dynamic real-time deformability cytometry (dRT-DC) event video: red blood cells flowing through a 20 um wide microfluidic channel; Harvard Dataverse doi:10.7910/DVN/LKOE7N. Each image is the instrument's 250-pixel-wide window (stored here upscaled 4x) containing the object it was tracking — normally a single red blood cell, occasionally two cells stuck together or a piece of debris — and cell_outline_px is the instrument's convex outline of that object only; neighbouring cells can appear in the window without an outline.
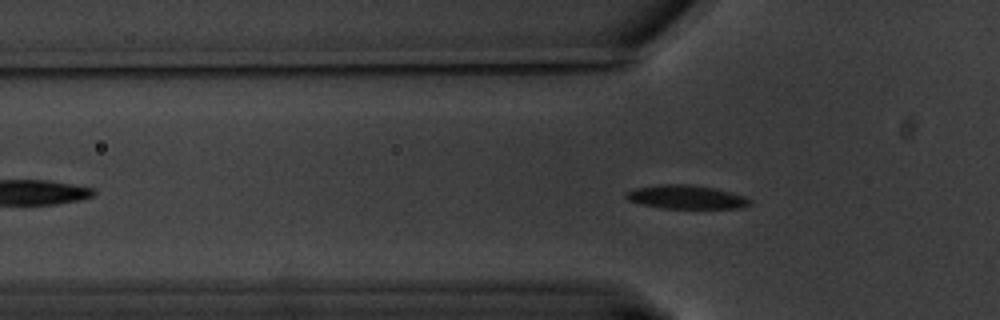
{"species": "common noctule bat (a hibernating species)", "species_latin": "Nyctalus noctula", "temperature_condition": "warm", "stored_images_in_passage": 61, "camera_frame_rate_fps": 3000, "um_per_image_px": 0.085, "animal": {"sex": "male", "body_mass_g": 20.1, "forearm_length_mm": 53.5}, "frame": {"image": 1, "passage_image": 18, "time_ms": 5.667, "image_size_px": [1000, 320], "cell_outline_px": [[752, 204], [740, 208], [660, 208], [640, 204], [628, 200], [624, 196], [628, 192], [636, 188], [660, 184], [684, 184], [712, 188], [744, 196], [752, 200]], "centroid_in_image_um": [58.31, 16.76], "position_along_channel_um": 67.5, "area_um2": 16.88}}
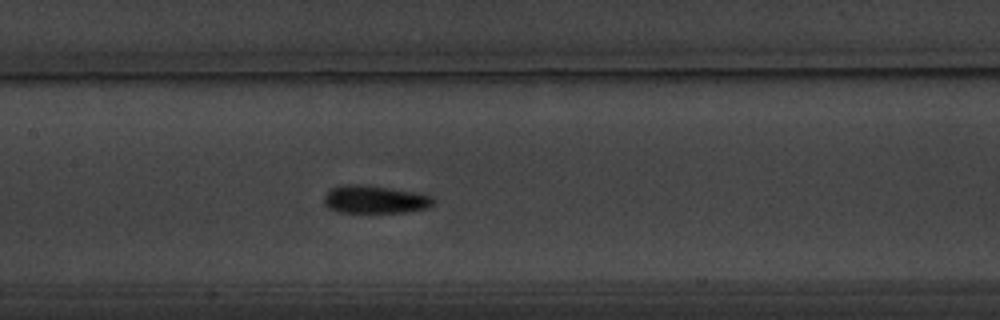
{"frame": {"image": 2, "passage_image": 28, "time_ms": 9.0, "image_size_px": [1000, 320], "cell_outline_px": [[432, 204], [428, 208], [404, 212], [340, 212], [328, 208], [324, 204], [324, 196], [332, 188], [340, 184], [360, 184], [388, 188], [412, 192], [432, 196]], "centroid_in_image_um": [31.8, 16.95], "position_along_channel_um": 175.6, "area_um2": 17.51}}
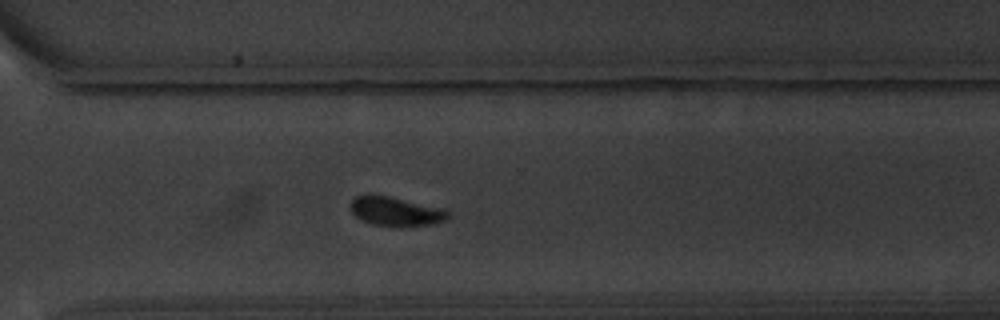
{"frame": {"image": 3, "passage_image": 43, "time_ms": 14.0, "image_size_px": [1000, 320], "cell_outline_px": [[452, 216], [448, 220], [432, 224], [372, 224], [356, 216], [352, 212], [352, 200], [356, 196], [368, 192], [372, 192], [444, 208]], "centroid_in_image_um": [33.66, 17.89], "position_along_channel_um": 336.9, "area_um2": 16.3}, "authors_computed_cell_mechanics": {"area_um2": 16.9932, "velocity_mm_per_s": 3.2407, "shape_relaxation_time_tau1_ms": 2.3807, "shape_relaxation_time_tau2_ms": null, "deformation_change_tau1": 0.1203, "deformation_change_tau2": null}}